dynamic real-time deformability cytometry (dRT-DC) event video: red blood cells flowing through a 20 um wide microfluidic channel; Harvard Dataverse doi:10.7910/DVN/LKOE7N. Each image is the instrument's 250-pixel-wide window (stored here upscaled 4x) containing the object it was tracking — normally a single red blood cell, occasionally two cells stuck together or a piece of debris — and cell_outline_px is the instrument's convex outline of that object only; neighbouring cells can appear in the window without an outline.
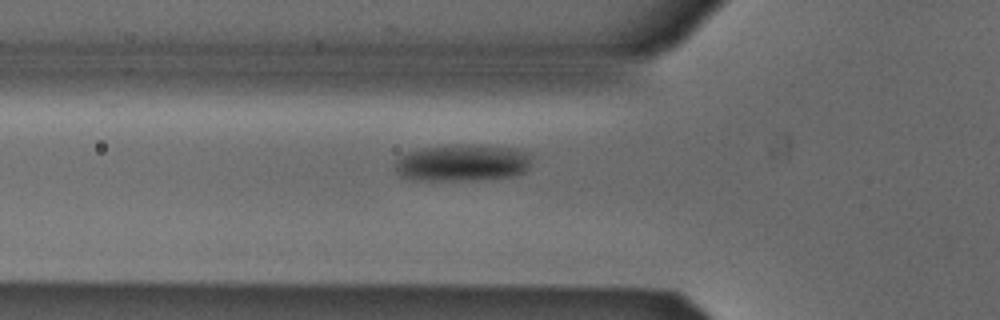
{"species": "Egyptian fruit bat (a non-hibernating species)", "species_latin": "Rousettus aegyptiacus", "temperature_condition": "cold", "stored_images_in_passage": 37, "camera_frame_rate_fps": 3000, "um_per_image_px": 0.085, "animal": {"sex": "male"}, "frame": {"image": 1, "passage_image": 2, "time_ms": 0.333, "image_size_px": [1000, 320], "cell_outline_px": [[532, 156], [528, 168], [524, 172], [516, 176], [472, 180], [416, 180], [400, 176], [396, 172], [392, 164], [400, 156], [408, 152], [420, 148], [460, 144], [512, 148], [528, 152]], "centroid_in_image_um": [39.27, 13.84], "position_along_channel_um": 86.5, "area_um2": 29.54}}
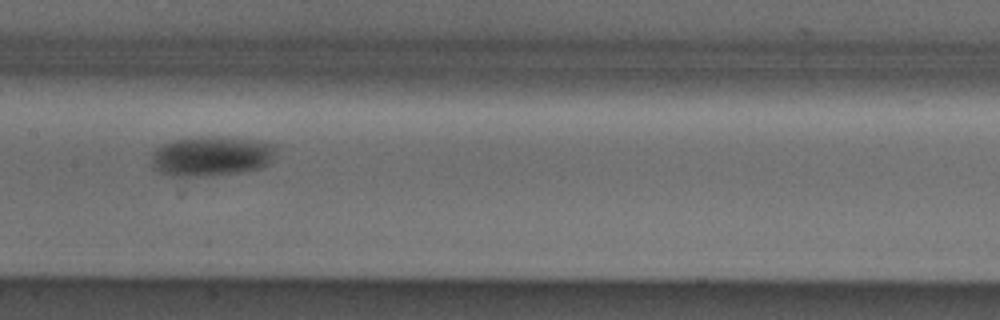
{"frame": {"image": 2, "passage_image": 10, "time_ms": 3.0, "image_size_px": [1000, 320], "cell_outline_px": [[276, 144], [268, 160], [264, 164], [256, 168], [236, 172], [196, 176], [172, 176], [160, 172], [152, 168], [152, 152], [156, 148], [164, 144], [176, 140], [216, 136], [220, 136], [264, 140]], "centroid_in_image_um": [17.91, 13.25], "position_along_channel_um": 189.5, "area_um2": 28.26}}
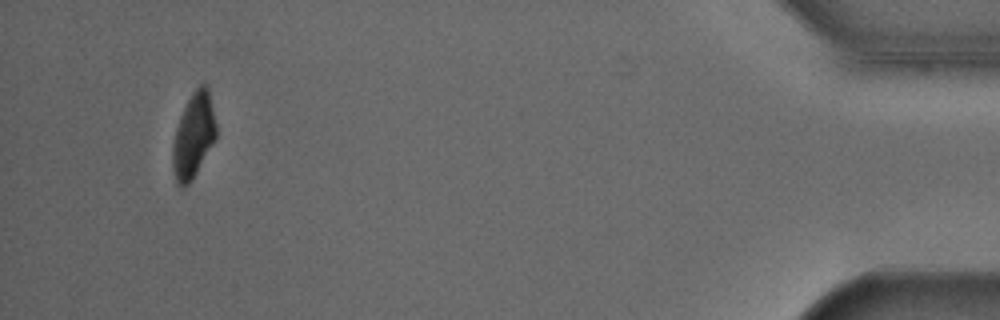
{"frame": {"image": 3, "passage_image": 34, "time_ms": 11.0, "image_size_px": [1000, 320], "cell_outline_px": [[216, 140], [196, 172], [188, 184], [184, 188], [180, 188], [176, 184], [172, 168], [172, 144], [176, 128], [180, 116], [188, 100], [196, 88], [200, 84], [208, 84], [216, 124]], "centroid_in_image_um": [16.44, 11.54], "position_along_channel_um": 418.8, "area_um2": 21.62}}